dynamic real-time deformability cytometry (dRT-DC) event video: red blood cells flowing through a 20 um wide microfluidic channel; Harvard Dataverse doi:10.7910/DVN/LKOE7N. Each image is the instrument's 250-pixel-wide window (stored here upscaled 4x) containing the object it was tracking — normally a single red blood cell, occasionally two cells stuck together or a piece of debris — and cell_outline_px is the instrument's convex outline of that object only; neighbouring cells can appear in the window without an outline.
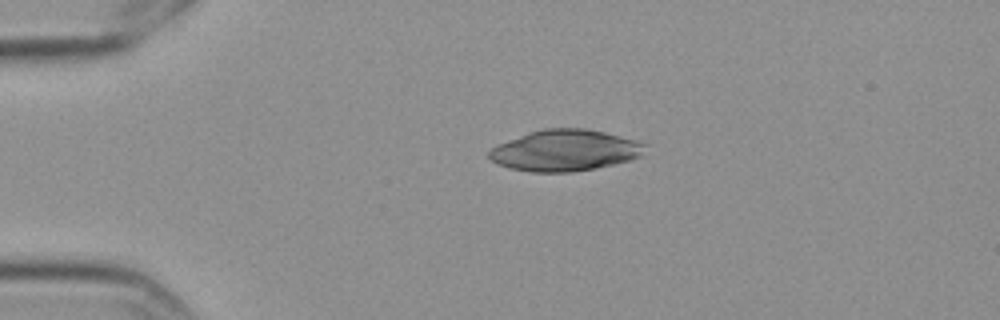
{"species": "Egyptian fruit bat (a non-hibernating species)", "species_latin": "Rousettus aegyptiacus", "temperature_condition": "cold", "stored_images_in_passage": 2, "camera_frame_rate_fps": 3000, "um_per_image_px": 0.085, "frame": {"image": 1, "passage_image": 1, "time_ms": 0.0, "image_size_px": [1000, 320], "cell_outline_px": [[648, 144], [640, 156], [632, 160], [596, 168], [572, 172], [532, 172], [508, 168], [492, 160], [488, 156], [488, 152], [492, 148], [500, 144], [528, 132], [544, 128], [584, 128], [604, 132], [636, 140]], "centroid_in_image_um": [48.05, 12.79], "position_along_channel_um": 36.9, "area_um2": 37.4}}